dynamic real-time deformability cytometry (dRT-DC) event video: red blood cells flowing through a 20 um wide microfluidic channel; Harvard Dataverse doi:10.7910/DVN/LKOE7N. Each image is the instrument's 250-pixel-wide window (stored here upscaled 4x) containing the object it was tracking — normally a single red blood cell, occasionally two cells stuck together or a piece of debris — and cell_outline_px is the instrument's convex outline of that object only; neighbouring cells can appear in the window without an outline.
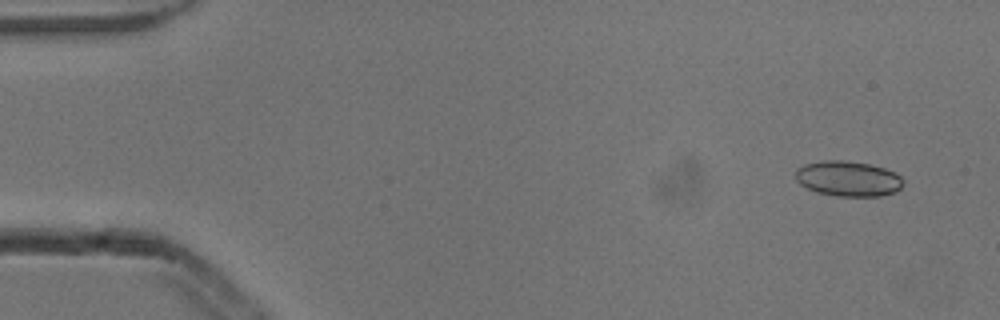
{"species": "common noctule bat (a hibernating species)", "species_latin": "Nyctalus noctula", "temperature_condition": "cold", "stored_images_in_passage": 6, "camera_frame_rate_fps": 3000, "um_per_image_px": 0.085, "animal": {"sex": "male", "body_mass_g": 13.3}, "frame": {"image": 1, "passage_image": 2, "time_ms": 0.333, "image_size_px": [1000, 320], "cell_outline_px": [[904, 184], [896, 192], [880, 196], [836, 196], [816, 192], [800, 184], [796, 180], [796, 168], [804, 164], [824, 160], [840, 160], [868, 164], [884, 168], [896, 172], [904, 180]], "centroid_in_image_um": [72.1, 15.19], "position_along_channel_um": 12.9, "area_um2": 22.25}}
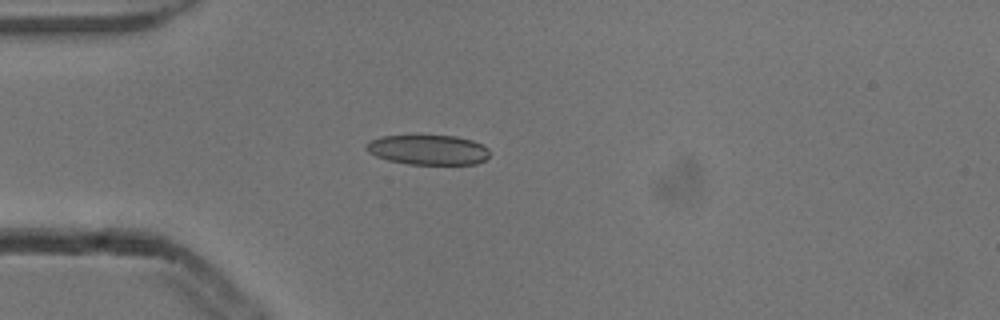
{"frame": {"image": 2, "passage_image": 5, "time_ms": 1.333, "image_size_px": [1000, 320], "cell_outline_px": [[488, 156], [484, 160], [476, 164], [408, 164], [388, 160], [376, 156], [368, 152], [364, 148], [364, 144], [380, 136], [456, 136], [472, 140], [484, 144], [488, 148]], "centroid_in_image_um": [36.38, 12.73], "position_along_channel_um": 48.6, "area_um2": 21.5}}